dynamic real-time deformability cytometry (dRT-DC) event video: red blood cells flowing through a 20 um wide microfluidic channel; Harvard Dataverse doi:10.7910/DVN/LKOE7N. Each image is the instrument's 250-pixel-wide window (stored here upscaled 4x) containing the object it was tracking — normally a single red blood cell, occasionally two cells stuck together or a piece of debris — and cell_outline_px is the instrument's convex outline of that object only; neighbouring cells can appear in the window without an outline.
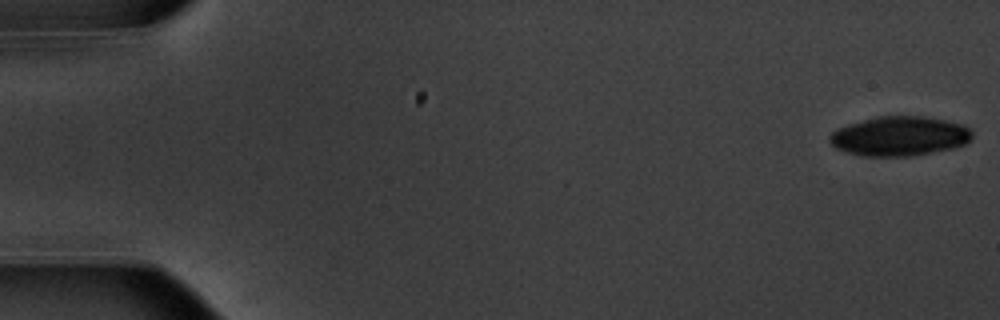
{"species": "common noctule bat (a hibernating species)", "species_latin": "Nyctalus noctula", "temperature_condition": "warm", "stored_images_in_passage": 20, "camera_frame_rate_fps": 3000, "um_per_image_px": 0.085, "animal": {"sex": "male", "body_mass_g": 20.1, "forearm_length_mm": 53.5}, "frame": {"image": 1, "passage_image": 1, "time_ms": 0.0, "image_size_px": [1000, 320], "cell_outline_px": [[972, 140], [964, 144], [952, 148], [912, 156], [860, 156], [844, 152], [836, 148], [828, 140], [828, 136], [836, 128], [848, 124], [876, 116], [924, 116], [964, 124], [972, 132]], "centroid_in_image_um": [76.43, 11.57], "position_along_channel_um": 8.6, "area_um2": 33.06}}